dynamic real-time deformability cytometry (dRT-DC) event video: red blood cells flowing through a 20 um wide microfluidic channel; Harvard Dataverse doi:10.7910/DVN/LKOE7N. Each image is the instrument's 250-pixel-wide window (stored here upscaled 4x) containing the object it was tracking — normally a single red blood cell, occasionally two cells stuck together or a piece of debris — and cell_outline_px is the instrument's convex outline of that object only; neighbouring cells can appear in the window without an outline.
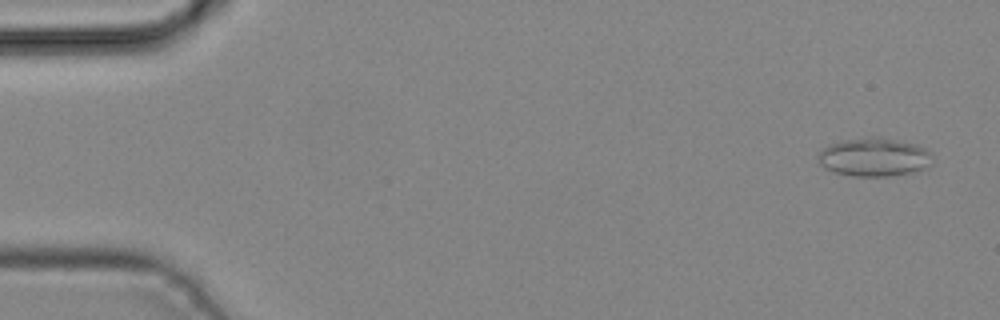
{"species": "common noctule bat (a hibernating species)", "species_latin": "Nyctalus noctula", "temperature_condition": "cold", "stored_images_in_passage": 4, "camera_frame_rate_fps": 3000, "um_per_image_px": 0.085, "animal": {"sex": "male", "body_mass_g": 19.2, "forearm_length_mm": 51.8}, "frame": {"image": 1, "passage_image": 1, "time_ms": 0.0, "image_size_px": [1000, 320], "cell_outline_px": [[932, 164], [928, 168], [912, 172], [888, 176], [852, 176], [836, 172], [824, 168], [820, 164], [816, 156], [824, 148], [832, 144], [848, 140], [872, 136], [880, 136], [912, 144], [924, 148], [932, 152]], "centroid_in_image_um": [74.33, 13.37], "position_along_channel_um": 10.7, "area_um2": 25.55}}